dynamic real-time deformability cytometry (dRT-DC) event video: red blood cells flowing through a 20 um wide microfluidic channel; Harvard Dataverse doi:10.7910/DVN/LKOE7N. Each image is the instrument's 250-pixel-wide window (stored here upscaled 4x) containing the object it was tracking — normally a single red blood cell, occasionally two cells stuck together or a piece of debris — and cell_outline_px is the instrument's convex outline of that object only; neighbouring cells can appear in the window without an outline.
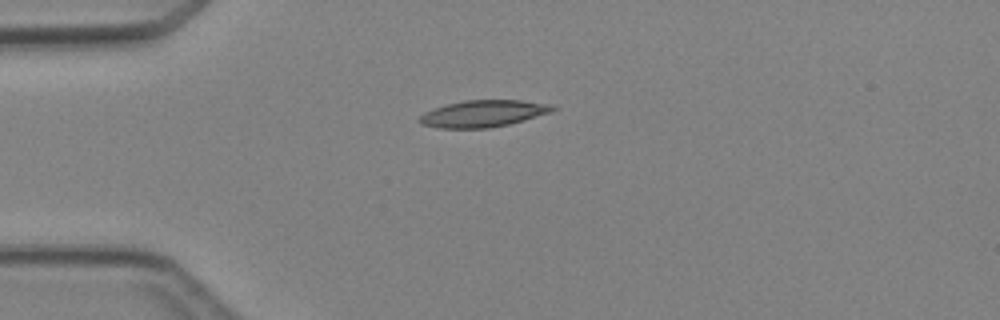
{"species": "Egyptian fruit bat (a non-hibernating species)", "species_latin": "Rousettus aegyptiacus", "temperature_condition": "cold", "stored_images_in_passage": 2, "camera_frame_rate_fps": 3000, "um_per_image_px": 0.085, "animal": {"sex": "female"}, "frame": {"image": 1, "passage_image": 1, "time_ms": 0.0, "image_size_px": [1000, 320], "cell_outline_px": [[556, 108], [548, 112], [524, 120], [508, 124], [488, 128], [440, 128], [420, 124], [416, 120], [424, 112], [448, 104], [464, 100], [520, 100], [552, 104]], "centroid_in_image_um": [41.03, 9.65], "position_along_channel_um": 44.0, "area_um2": 20.58}}